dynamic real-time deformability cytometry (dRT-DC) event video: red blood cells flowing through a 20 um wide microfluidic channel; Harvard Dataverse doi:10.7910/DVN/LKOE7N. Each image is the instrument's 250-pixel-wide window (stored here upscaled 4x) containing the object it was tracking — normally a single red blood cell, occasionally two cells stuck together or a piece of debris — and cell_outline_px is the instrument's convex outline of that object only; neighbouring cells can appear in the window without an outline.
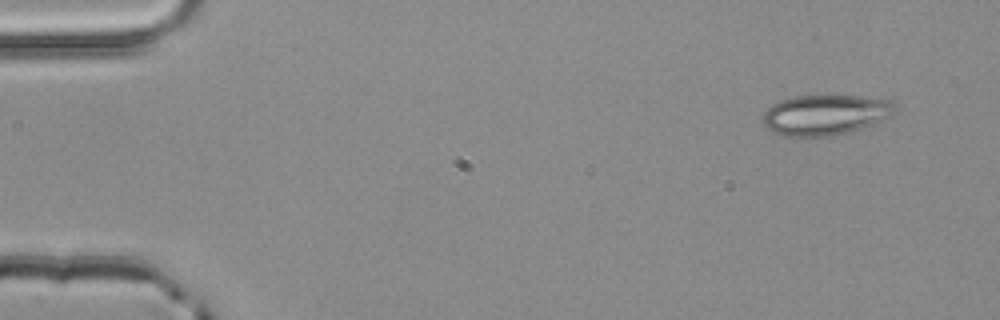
{"species": "common noctule bat (a hibernating species)", "species_latin": "Nyctalus noctula", "temperature_condition": "room temperature", "stored_images_in_passage": 3, "camera_frame_rate_fps": 3000, "um_per_image_px": 0.085, "animal": {"sex": "male", "body_mass_g": 20.4}, "frame": {"image": 1, "passage_image": 1, "time_ms": 0.0, "image_size_px": [1000, 320], "cell_outline_px": [[896, 112], [892, 116], [876, 124], [864, 128], [832, 136], [784, 136], [768, 128], [764, 124], [764, 112], [772, 104], [780, 100], [792, 96], [864, 96], [888, 100], [896, 104]], "centroid_in_image_um": [70.22, 9.76], "position_along_channel_um": 14.8, "area_um2": 31.21}}